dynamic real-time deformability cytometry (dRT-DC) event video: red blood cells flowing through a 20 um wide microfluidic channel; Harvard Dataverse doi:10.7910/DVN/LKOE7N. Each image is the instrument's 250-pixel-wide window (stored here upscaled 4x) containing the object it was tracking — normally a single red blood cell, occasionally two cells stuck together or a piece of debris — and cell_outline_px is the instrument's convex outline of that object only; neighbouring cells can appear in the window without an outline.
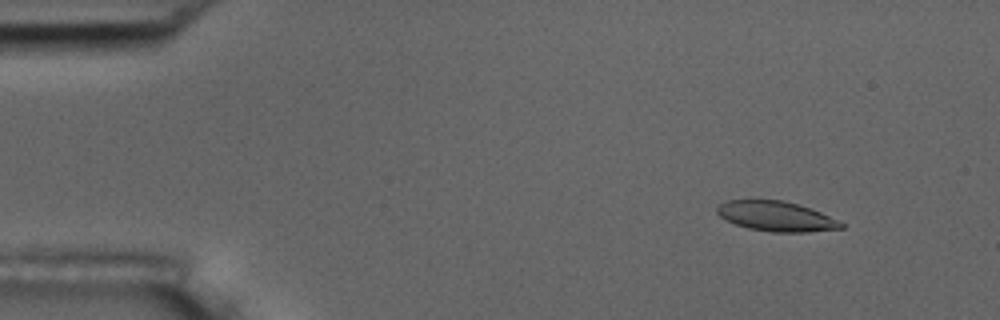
{"species": "common noctule bat (a hibernating species)", "species_latin": "Nyctalus noctula", "temperature_condition": "room temperature", "stored_images_in_passage": 5, "camera_frame_rate_fps": 3000, "um_per_image_px": 0.085, "animal": {"sex": "male", "body_mass_g": 17.5, "forearm_length_mm": 52.3}, "frame": {"image": 1, "passage_image": 2, "time_ms": 1.0, "image_size_px": [1000, 320], "cell_outline_px": [[844, 228], [808, 232], [772, 232], [748, 228], [736, 224], [720, 216], [716, 212], [716, 208], [720, 204], [728, 200], [784, 200], [812, 208], [844, 224]], "centroid_in_image_um": [65.98, 18.38], "position_along_channel_um": 19.0, "area_um2": 21.5}}
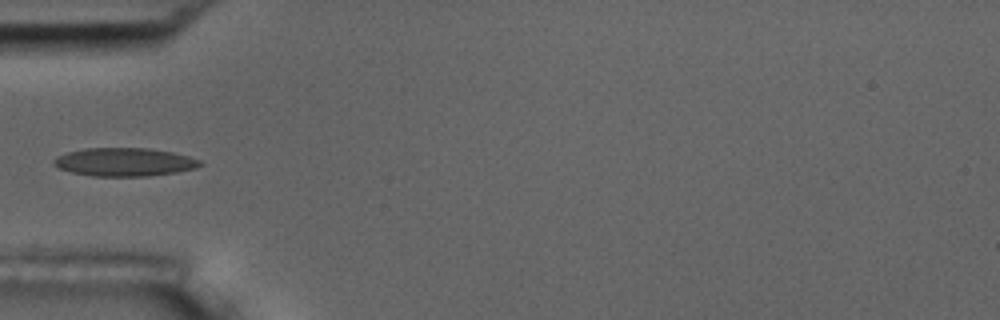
{"frame": {"image": 2, "passage_image": 5, "time_ms": 5.0, "image_size_px": [1000, 320], "cell_outline_px": [[204, 164], [196, 168], [176, 172], [148, 176], [92, 176], [72, 172], [60, 168], [52, 164], [52, 160], [56, 156], [68, 152], [84, 148], [148, 148], [172, 152], [188, 156], [200, 160]], "centroid_in_image_um": [10.57, 13.77], "position_along_channel_um": 74.4, "area_um2": 24.16}}